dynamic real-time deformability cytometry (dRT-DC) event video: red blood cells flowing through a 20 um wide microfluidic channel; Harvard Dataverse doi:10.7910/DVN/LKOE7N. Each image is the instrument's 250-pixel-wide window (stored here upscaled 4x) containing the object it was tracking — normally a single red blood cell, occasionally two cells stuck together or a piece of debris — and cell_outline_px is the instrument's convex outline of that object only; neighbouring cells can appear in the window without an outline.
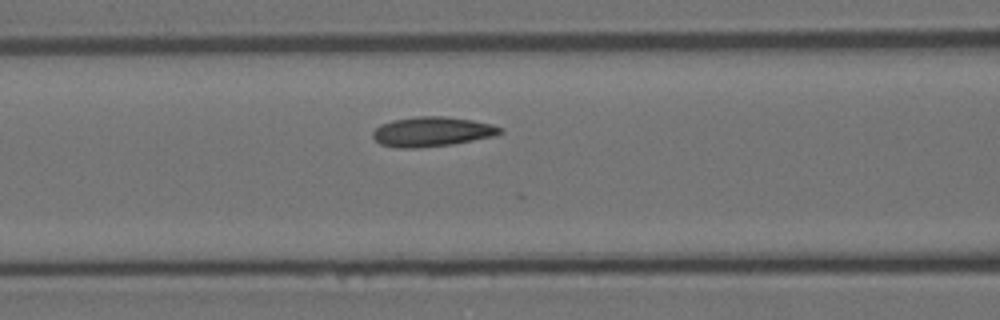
{"species": "Egyptian fruit bat (a non-hibernating species)", "species_latin": "Rousettus aegyptiacus", "temperature_condition": "room temperature", "stored_images_in_passage": 9, "segment_of_instrument_passage": [1, 2], "camera_frame_rate_fps": 3000, "um_per_image_px": 0.085, "animal": {"sex": "female"}, "frame": {"image": 1, "passage_image": 8, "time_ms": 8.333, "image_size_px": [1000, 320], "cell_outline_px": [[504, 132], [492, 136], [452, 144], [420, 148], [396, 148], [380, 144], [372, 136], [372, 132], [380, 124], [392, 120], [416, 116], [444, 116], [472, 120], [492, 124], [504, 128]], "centroid_in_image_um": [36.7, 11.19], "position_along_channel_um": 129.9, "area_um2": 22.14}}